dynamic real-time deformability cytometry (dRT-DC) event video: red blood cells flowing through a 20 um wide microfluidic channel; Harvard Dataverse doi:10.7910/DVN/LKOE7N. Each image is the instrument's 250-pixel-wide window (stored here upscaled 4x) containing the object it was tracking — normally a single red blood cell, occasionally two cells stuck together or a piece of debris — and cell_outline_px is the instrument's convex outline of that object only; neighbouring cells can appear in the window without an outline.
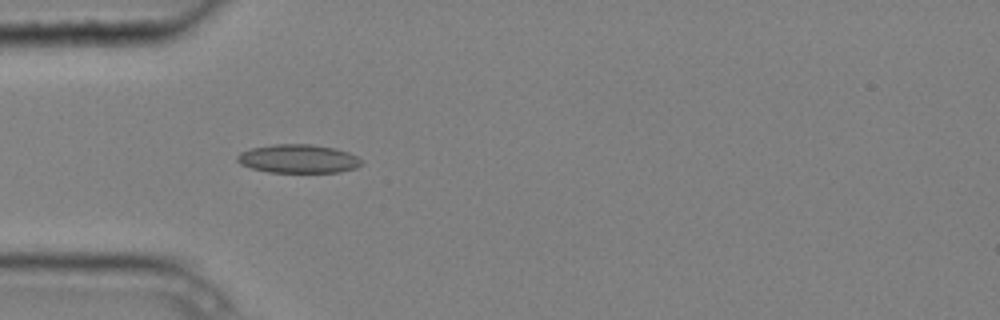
{"species": "common noctule bat (a hibernating species)", "species_latin": "Nyctalus noctula", "temperature_condition": "cold", "stored_images_in_passage": 2, "camera_frame_rate_fps": 3000, "um_per_image_px": 0.085, "animal": {"sex": "male", "body_mass_g": 20.4}, "frame": {"image": 1, "passage_image": 2, "time_ms": 0.333, "image_size_px": [1000, 320], "cell_outline_px": [[364, 160], [356, 168], [340, 172], [268, 172], [252, 168], [240, 164], [236, 160], [236, 156], [240, 152], [252, 148], [276, 144], [312, 144], [336, 148], [348, 152]], "centroid_in_image_um": [25.36, 13.49], "position_along_channel_um": 59.6, "area_um2": 20.75}}